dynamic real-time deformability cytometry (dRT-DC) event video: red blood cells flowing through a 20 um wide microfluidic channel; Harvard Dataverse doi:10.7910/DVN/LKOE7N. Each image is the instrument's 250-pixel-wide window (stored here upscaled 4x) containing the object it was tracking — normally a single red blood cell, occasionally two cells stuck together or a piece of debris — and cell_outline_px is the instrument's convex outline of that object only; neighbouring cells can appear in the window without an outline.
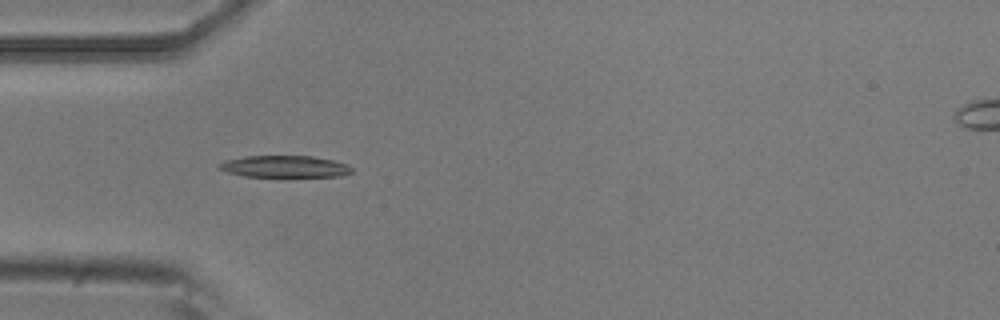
{"species": "common noctule bat (a hibernating species)", "species_latin": "Nyctalus noctula", "temperature_condition": "room temperature", "stored_images_in_passage": 6, "camera_frame_rate_fps": 3000, "um_per_image_px": 0.085, "animal": {"sex": "male", "body_mass_g": 20.5, "forearm_length_mm": 52.5}, "frame": {"image": 1, "passage_image": 4, "time_ms": 1.0, "image_size_px": [1000, 320], "cell_outline_px": [[352, 172], [340, 176], [244, 176], [228, 172], [216, 168], [216, 164], [224, 160], [244, 156], [312, 156], [336, 160], [348, 164], [352, 168]], "centroid_in_image_um": [24.17, 14.14], "position_along_channel_um": 60.8, "area_um2": 16.94}}
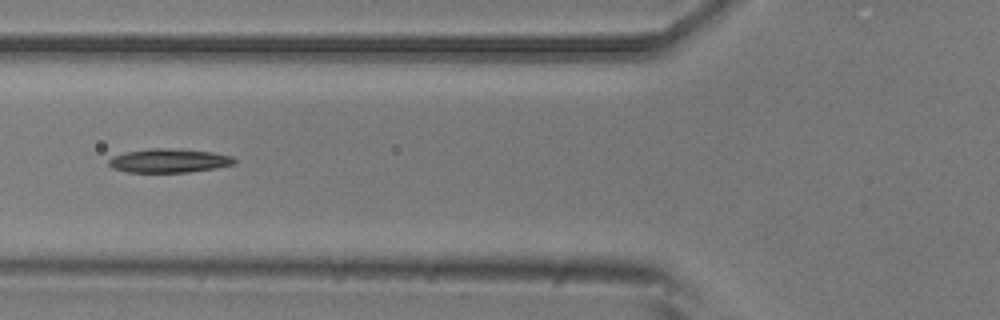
{"frame": {"image": 2, "passage_image": 5, "time_ms": 1.333, "image_size_px": [1000, 320], "cell_outline_px": [[236, 164], [216, 168], [188, 172], [128, 172], [112, 168], [108, 164], [108, 160], [112, 156], [124, 152], [148, 148], [180, 148], [212, 152], [232, 156], [236, 160]], "centroid_in_image_um": [14.36, 13.64], "position_along_channel_um": 111.4, "area_um2": 17.74}}
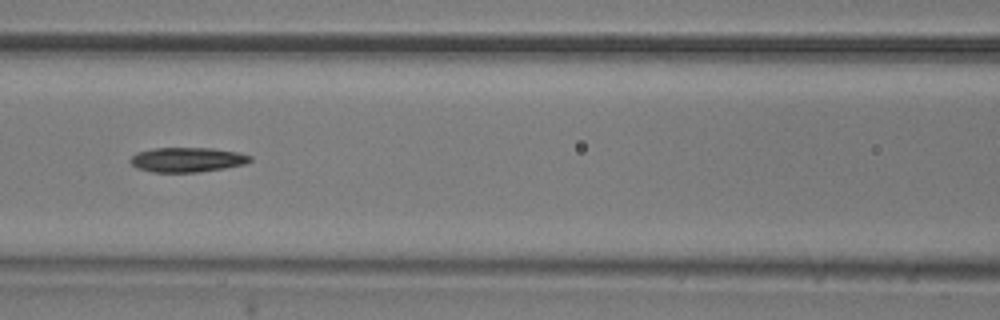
{"frame": {"image": 3, "passage_image": 6, "time_ms": 1.667, "image_size_px": [1000, 320], "cell_outline_px": [[252, 160], [244, 164], [224, 168], [200, 172], [152, 172], [136, 168], [128, 160], [136, 152], [152, 148], [212, 148], [236, 152], [252, 156]], "centroid_in_image_um": [15.87, 13.57], "position_along_channel_um": 150.7, "area_um2": 17.28}}